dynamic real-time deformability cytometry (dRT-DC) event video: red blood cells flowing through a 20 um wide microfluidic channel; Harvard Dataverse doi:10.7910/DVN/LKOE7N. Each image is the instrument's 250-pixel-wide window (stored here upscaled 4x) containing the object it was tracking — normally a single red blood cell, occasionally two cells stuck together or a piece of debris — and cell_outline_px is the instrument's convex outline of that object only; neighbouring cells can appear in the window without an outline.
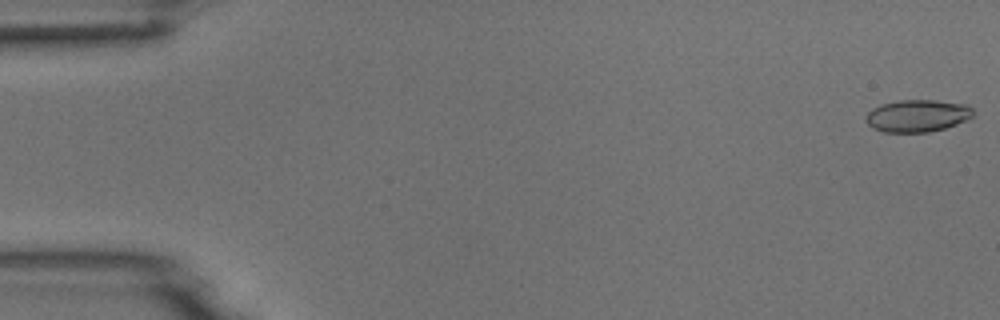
{"species": "common noctule bat (a hibernating species)", "species_latin": "Nyctalus noctula", "temperature_condition": "room temperature", "stored_images_in_passage": 49, "camera_frame_rate_fps": 3000, "um_per_image_px": 0.085, "animal": {"sex": "male", "body_mass_g": 18.8}, "frame": {"image": 1, "passage_image": 1, "time_ms": 0.0, "image_size_px": [1000, 320], "cell_outline_px": [[972, 116], [968, 120], [944, 128], [928, 132], [884, 132], [872, 128], [864, 120], [868, 112], [872, 108], [880, 104], [900, 100], [936, 100], [968, 104], [972, 108]], "centroid_in_image_um": [77.96, 9.83], "position_along_channel_um": 7.0, "area_um2": 20.29}}
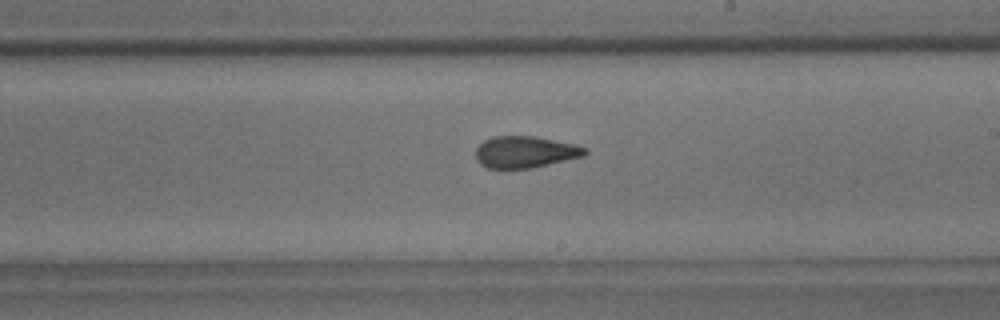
{"frame": {"image": 2, "passage_image": 30, "time_ms": 9.667, "image_size_px": [1000, 320], "cell_outline_px": [[588, 152], [584, 156], [532, 168], [488, 168], [480, 164], [476, 160], [476, 148], [484, 140], [492, 136], [536, 136], [576, 144], [588, 148]], "centroid_in_image_um": [44.66, 12.91], "position_along_channel_um": 244.3, "area_um2": 20.35}}
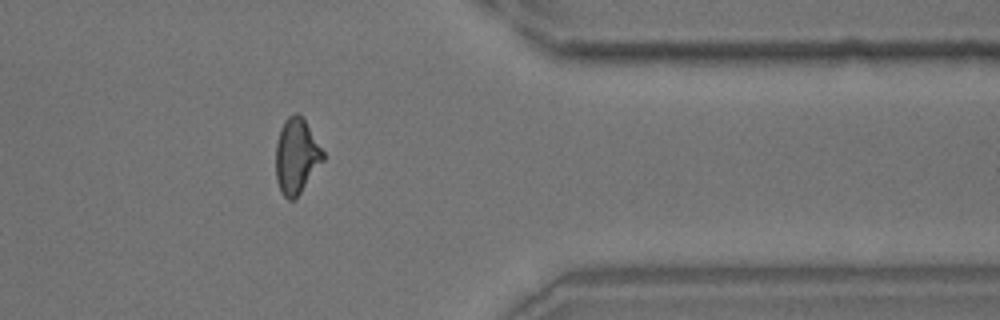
{"frame": {"image": 3, "passage_image": 42, "time_ms": 13.667, "image_size_px": [1000, 320], "cell_outline_px": [[324, 160], [300, 192], [292, 200], [288, 200], [280, 192], [276, 180], [276, 144], [280, 128], [284, 120], [288, 116], [296, 112], [304, 120], [324, 152]], "centroid_in_image_um": [25.17, 13.27], "position_along_channel_um": 386.2, "area_um2": 20.46}}